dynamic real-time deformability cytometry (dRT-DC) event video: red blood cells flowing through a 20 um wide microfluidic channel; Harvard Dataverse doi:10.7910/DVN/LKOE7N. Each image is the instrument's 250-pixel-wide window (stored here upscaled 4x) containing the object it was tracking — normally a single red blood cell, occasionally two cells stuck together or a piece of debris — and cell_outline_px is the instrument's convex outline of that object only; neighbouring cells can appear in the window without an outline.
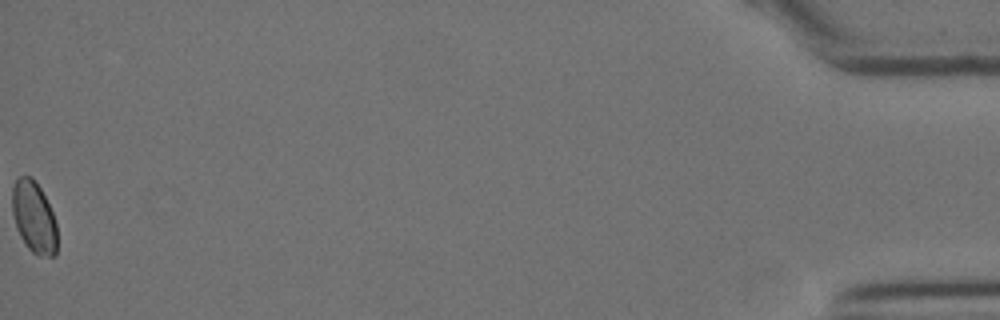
{"species": "Egyptian fruit bat (a non-hibernating species)", "species_latin": "Rousettus aegyptiacus", "temperature_condition": "cold", "stored_images_in_passage": 58, "camera_frame_rate_fps": 3000, "um_per_image_px": 0.085, "animal": {"sex": "female"}, "frame": {"image": 1, "passage_image": 58, "time_ms": 19.0, "image_size_px": [1000, 320], "cell_outline_px": [[56, 256], [40, 256], [32, 252], [28, 248], [20, 236], [16, 228], [12, 212], [12, 188], [16, 180], [20, 176], [32, 176], [36, 180], [52, 212], [56, 224]], "centroid_in_image_um": [2.87, 18.45], "position_along_channel_um": 432.3, "area_um2": 18.73}}